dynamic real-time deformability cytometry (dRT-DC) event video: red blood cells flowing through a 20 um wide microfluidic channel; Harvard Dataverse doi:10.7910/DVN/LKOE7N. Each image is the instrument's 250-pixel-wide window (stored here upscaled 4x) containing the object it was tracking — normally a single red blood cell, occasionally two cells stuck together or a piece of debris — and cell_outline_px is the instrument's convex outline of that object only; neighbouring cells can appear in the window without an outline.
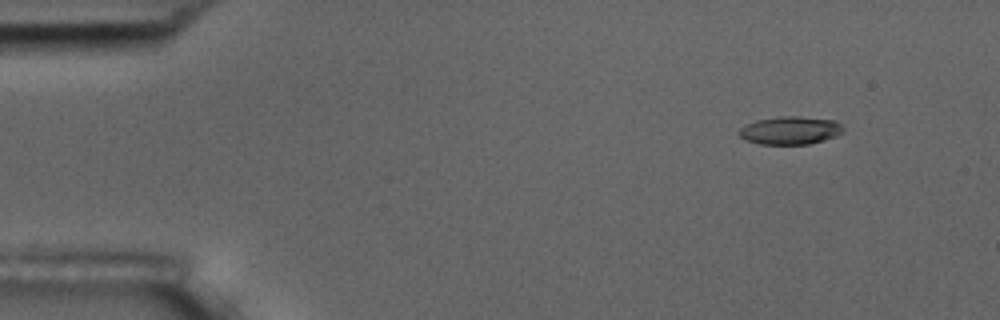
{"species": "common noctule bat (a hibernating species)", "species_latin": "Nyctalus noctula", "temperature_condition": "room temperature", "stored_images_in_passage": 8, "camera_frame_rate_fps": 3000, "um_per_image_px": 0.085, "animal": {"sex": "male", "body_mass_g": 17.5, "forearm_length_mm": 52.3}, "frame": {"image": 1, "passage_image": 2, "time_ms": 1.333, "image_size_px": [1000, 320], "cell_outline_px": [[844, 132], [836, 136], [824, 140], [808, 144], [760, 144], [744, 140], [736, 132], [740, 128], [756, 120], [780, 116], [796, 116], [836, 120], [840, 124]], "centroid_in_image_um": [67.15, 11.08], "position_along_channel_um": 17.8, "area_um2": 17.05}}
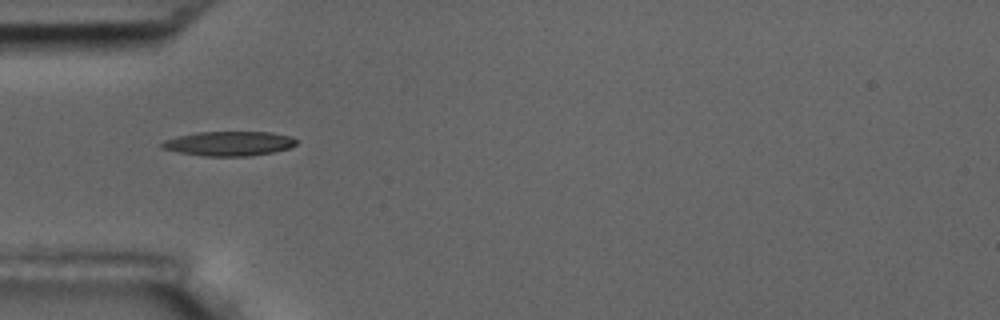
{"frame": {"image": 2, "passage_image": 5, "time_ms": 5.333, "image_size_px": [1000, 320], "cell_outline_px": [[300, 140], [296, 144], [288, 148], [272, 152], [248, 156], [204, 156], [180, 152], [160, 148], [160, 144], [164, 140], [176, 136], [196, 132], [272, 132], [292, 136]], "centroid_in_image_um": [19.47, 12.19], "position_along_channel_um": 65.5, "area_um2": 19.31}}
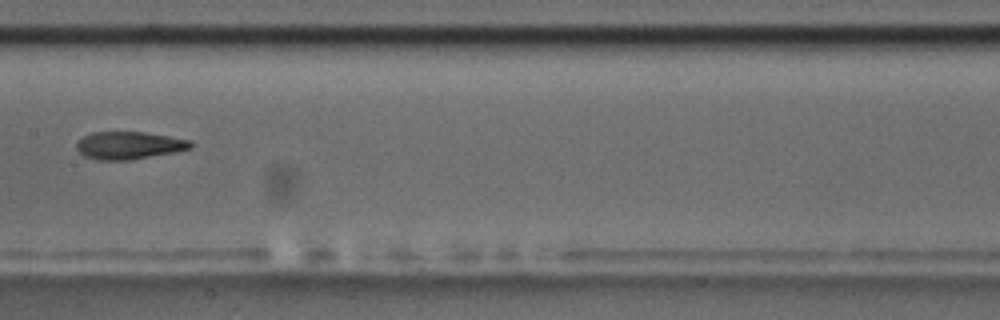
{"frame": {"image": 3, "passage_image": 8, "time_ms": 9.0, "image_size_px": [1000, 320], "cell_outline_px": [[192, 148], [176, 152], [132, 160], [100, 160], [84, 156], [76, 148], [76, 144], [84, 136], [92, 132], [144, 132], [192, 140]], "centroid_in_image_um": [11.0, 12.36], "position_along_channel_um": 196.4, "area_um2": 18.38}}